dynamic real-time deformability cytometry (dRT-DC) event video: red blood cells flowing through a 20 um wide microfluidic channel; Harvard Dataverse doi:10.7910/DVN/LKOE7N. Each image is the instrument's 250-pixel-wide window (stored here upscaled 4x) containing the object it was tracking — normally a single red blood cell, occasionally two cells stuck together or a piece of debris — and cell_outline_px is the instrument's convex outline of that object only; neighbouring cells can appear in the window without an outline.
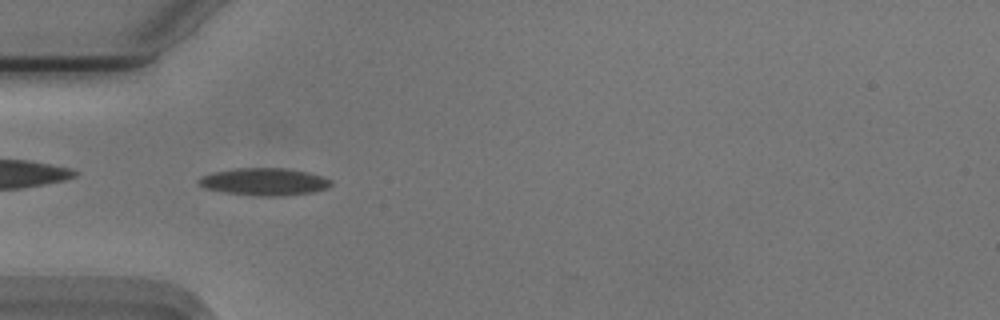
{"species": "Egyptian fruit bat (a non-hibernating species)", "species_latin": "Rousettus aegyptiacus", "temperature_condition": "cold", "stored_images_in_passage": 40, "camera_frame_rate_fps": 3000, "um_per_image_px": 0.085, "animal": {"sex": "male"}, "frame": {"image": 1, "passage_image": 2, "time_ms": 0.333, "image_size_px": [1000, 320], "cell_outline_px": [[332, 184], [328, 188], [312, 192], [284, 196], [252, 196], [224, 192], [204, 188], [196, 180], [200, 176], [212, 172], [236, 168], [284, 168], [308, 172], [324, 176], [332, 180]], "centroid_in_image_um": [22.46, 15.45], "position_along_channel_um": 62.5, "area_um2": 21.39}}
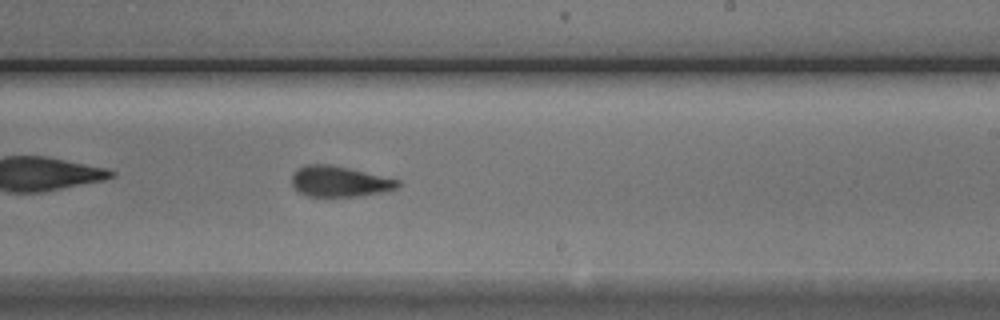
{"frame": {"image": 2, "passage_image": 18, "time_ms": 5.667, "image_size_px": [1000, 320], "cell_outline_px": [[400, 184], [396, 188], [380, 192], [360, 196], [308, 196], [296, 192], [292, 184], [292, 172], [296, 168], [304, 164], [328, 164], [348, 168], [400, 180]], "centroid_in_image_um": [28.78, 15.42], "position_along_channel_um": 260.2, "area_um2": 18.96}}
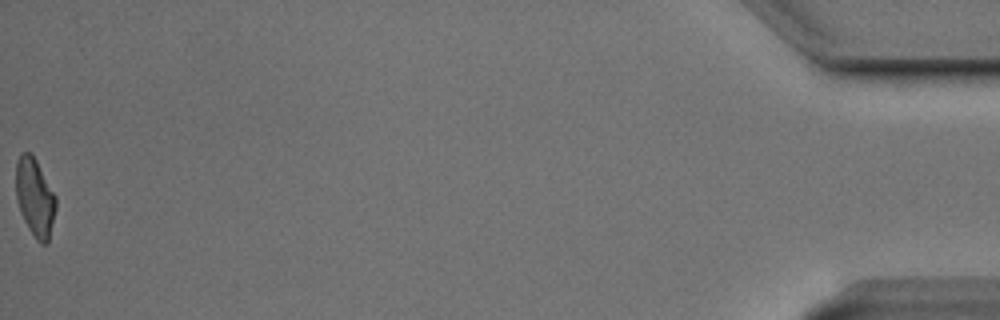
{"frame": {"image": 3, "passage_image": 40, "time_ms": 13.0, "image_size_px": [1000, 320], "cell_outline_px": [[56, 208], [48, 244], [40, 244], [36, 240], [28, 228], [20, 212], [16, 196], [16, 160], [20, 152], [32, 152], [56, 196]], "centroid_in_image_um": [2.96, 16.77], "position_along_channel_um": 432.2, "area_um2": 18.44}, "authors_computed_cell_mechanics": {"area_um2": 19.4208, "velocity_mm_per_s": 3.7379, "shape_relaxation_time_tau1_ms": 5.6105, "shape_relaxation_time_tau2_ms": 1.99, "deformation_change_tau1": 0.1541, "deformation_change_tau2": 0.0861}}